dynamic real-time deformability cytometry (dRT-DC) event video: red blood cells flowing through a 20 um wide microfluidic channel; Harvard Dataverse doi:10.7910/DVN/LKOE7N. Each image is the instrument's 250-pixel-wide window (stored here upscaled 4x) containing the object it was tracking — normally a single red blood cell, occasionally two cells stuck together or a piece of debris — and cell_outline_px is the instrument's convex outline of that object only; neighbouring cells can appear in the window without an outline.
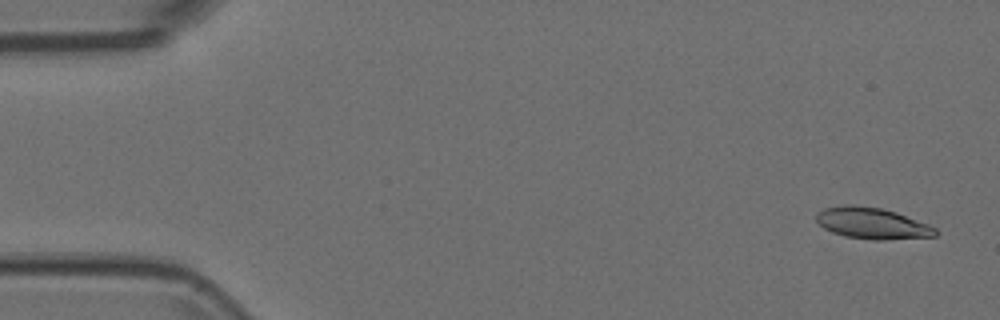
{"species": "Egyptian fruit bat (a non-hibernating species)", "species_latin": "Rousettus aegyptiacus", "temperature_condition": "room temperature", "stored_images_in_passage": 52, "camera_frame_rate_fps": 3000, "um_per_image_px": 0.085, "animal": {"sex": "female"}, "frame": {"image": 1, "passage_image": 1, "time_ms": 0.0, "image_size_px": [1000, 320], "cell_outline_px": [[940, 232], [936, 236], [880, 240], [872, 240], [844, 236], [832, 232], [824, 228], [816, 220], [816, 212], [824, 208], [844, 204], [852, 204], [880, 208], [896, 212], [928, 224], [936, 228]], "centroid_in_image_um": [74.12, 18.97], "position_along_channel_um": 10.9, "area_um2": 21.85}}
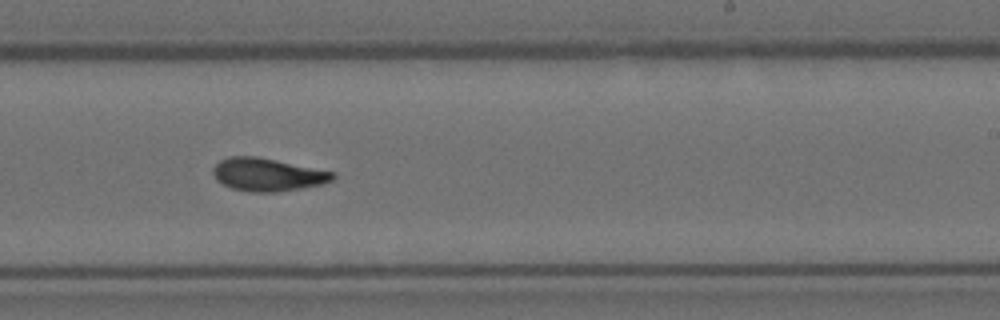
{"frame": {"image": 2, "passage_image": 31, "time_ms": 10.0, "image_size_px": [1000, 320], "cell_outline_px": [[336, 180], [324, 184], [276, 192], [252, 192], [232, 188], [216, 180], [212, 172], [212, 168], [220, 160], [228, 156], [256, 156], [336, 172]], "centroid_in_image_um": [22.77, 14.84], "position_along_channel_um": 266.2, "area_um2": 23.12}}
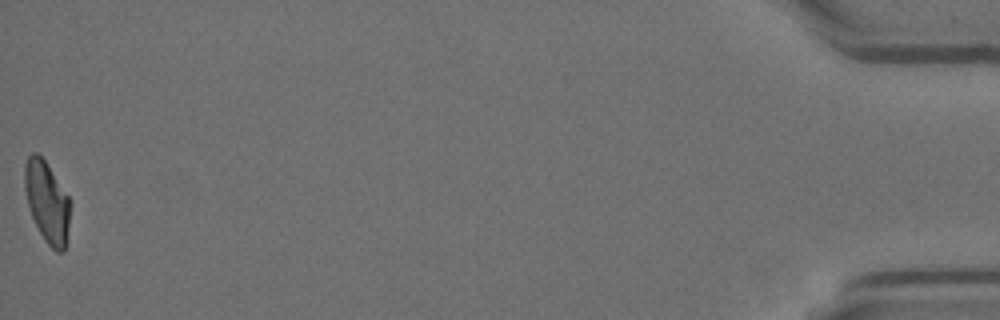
{"frame": {"image": 3, "passage_image": 52, "time_ms": 17.0, "image_size_px": [1000, 320], "cell_outline_px": [[68, 224], [64, 252], [56, 252], [44, 240], [28, 208], [24, 188], [24, 164], [28, 156], [32, 152], [36, 152], [44, 160], [68, 196]], "centroid_in_image_um": [3.94, 17.15], "position_along_channel_um": 431.3, "area_um2": 21.04}}